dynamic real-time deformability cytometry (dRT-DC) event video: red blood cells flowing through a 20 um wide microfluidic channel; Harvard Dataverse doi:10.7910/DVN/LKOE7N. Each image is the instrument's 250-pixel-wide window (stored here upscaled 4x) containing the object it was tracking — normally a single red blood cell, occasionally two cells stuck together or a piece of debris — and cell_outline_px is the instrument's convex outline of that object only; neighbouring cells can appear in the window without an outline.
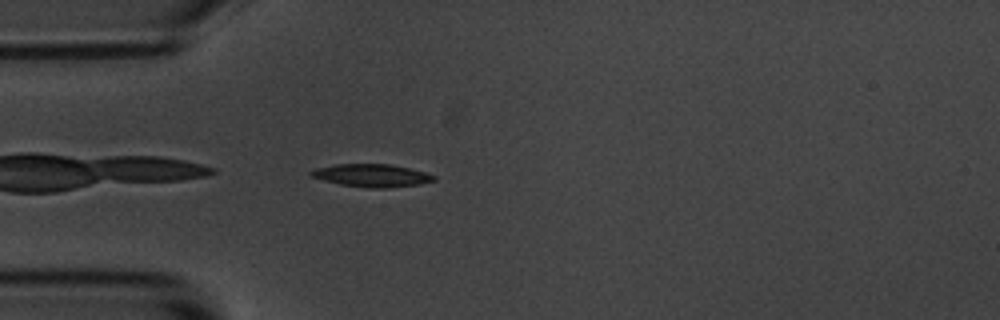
{"species": "common noctule bat (a hibernating species)", "species_latin": "Nyctalus noctula", "temperature_condition": "room temperature", "stored_images_in_passage": 40, "camera_frame_rate_fps": 3000, "um_per_image_px": 0.085, "animal": {"sex": "male", "body_mass_g": 20.1, "forearm_length_mm": 53.5}, "frame": {"image": 1, "passage_image": 1, "time_ms": 0.0, "image_size_px": [1000, 320], "cell_outline_px": [[436, 180], [420, 184], [388, 188], [368, 188], [340, 184], [308, 176], [308, 172], [316, 168], [336, 164], [392, 164], [424, 172], [436, 176]], "centroid_in_image_um": [31.58, 14.91], "position_along_channel_um": 53.4, "area_um2": 16.36}}
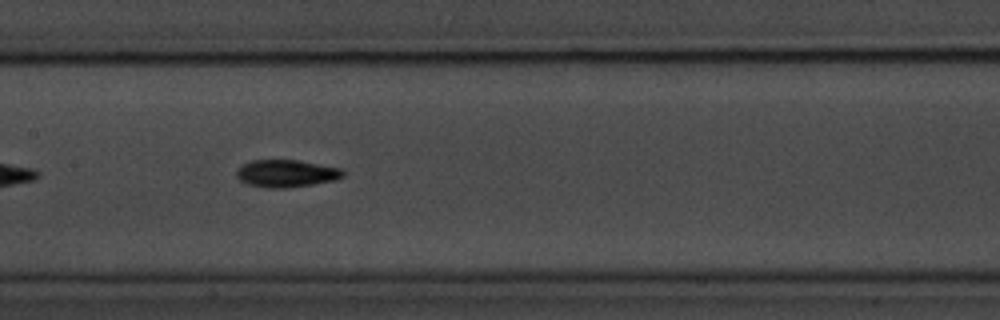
{"frame": {"image": 2, "passage_image": 12, "time_ms": 3.667, "image_size_px": [1000, 320], "cell_outline_px": [[344, 176], [336, 180], [312, 184], [284, 188], [268, 188], [244, 184], [236, 176], [236, 172], [244, 164], [252, 160], [300, 160], [340, 168], [344, 172]], "centroid_in_image_um": [24.33, 14.75], "position_along_channel_um": 183.1, "area_um2": 16.99}}
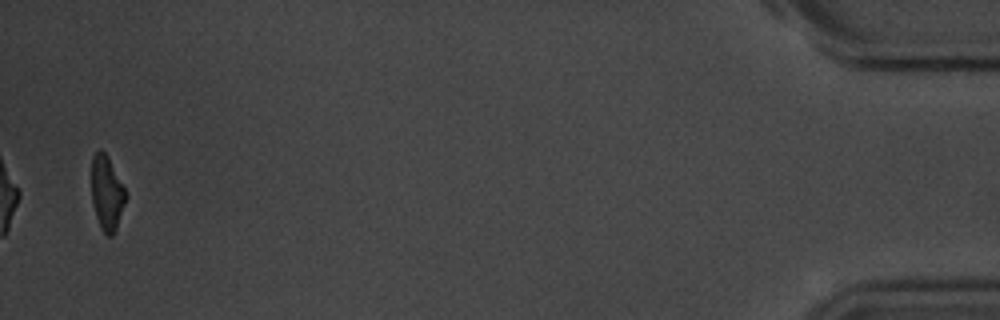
{"frame": {"image": 3, "passage_image": 39, "time_ms": 12.667, "image_size_px": [1000, 320], "cell_outline_px": [[128, 196], [116, 228], [112, 236], [108, 236], [100, 228], [92, 204], [92, 156], [100, 148], [108, 156], [128, 192]], "centroid_in_image_um": [9.1, 16.39], "position_along_channel_um": 426.1, "area_um2": 15.09}, "authors_computed_cell_mechanics": {"area_um2": 16.0973, "velocity_mm_per_s": 3.6908, "shape_relaxation_time_tau1_ms": 2.984, "shape_relaxation_time_tau2_ms": 5.0315, "deformation_change_tau1": 0.1724, "deformation_change_tau2": 0.1296}}